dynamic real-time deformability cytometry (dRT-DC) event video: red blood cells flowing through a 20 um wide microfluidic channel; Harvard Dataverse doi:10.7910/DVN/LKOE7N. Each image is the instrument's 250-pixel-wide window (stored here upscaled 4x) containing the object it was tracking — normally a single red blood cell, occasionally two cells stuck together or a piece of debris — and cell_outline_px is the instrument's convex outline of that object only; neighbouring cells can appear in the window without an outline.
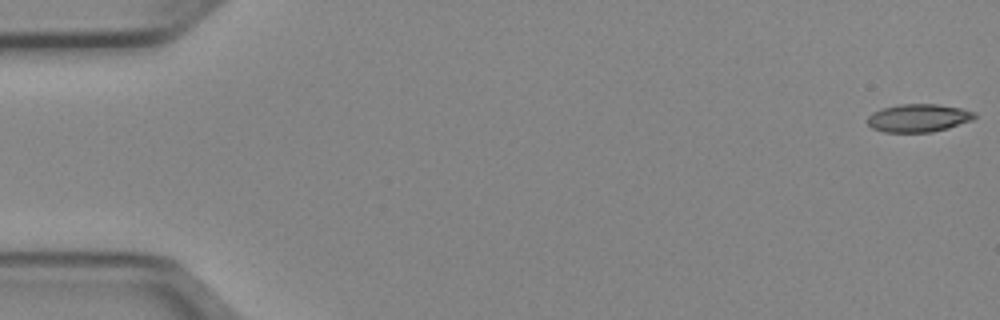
{"species": "Egyptian fruit bat (a non-hibernating species)", "species_latin": "Rousettus aegyptiacus", "temperature_condition": "cold", "stored_images_in_passage": 9, "camera_frame_rate_fps": 3000, "um_per_image_px": 0.085, "animal": {"sex": "female"}, "frame": {"image": 1, "passage_image": 1, "time_ms": 0.0, "image_size_px": [1000, 320], "cell_outline_px": [[976, 116], [972, 120], [948, 128], [932, 132], [884, 132], [872, 128], [864, 120], [872, 112], [880, 108], [900, 104], [936, 104], [960, 108], [976, 112]], "centroid_in_image_um": [78.02, 10.02], "position_along_channel_um": 7.0, "area_um2": 17.63}}